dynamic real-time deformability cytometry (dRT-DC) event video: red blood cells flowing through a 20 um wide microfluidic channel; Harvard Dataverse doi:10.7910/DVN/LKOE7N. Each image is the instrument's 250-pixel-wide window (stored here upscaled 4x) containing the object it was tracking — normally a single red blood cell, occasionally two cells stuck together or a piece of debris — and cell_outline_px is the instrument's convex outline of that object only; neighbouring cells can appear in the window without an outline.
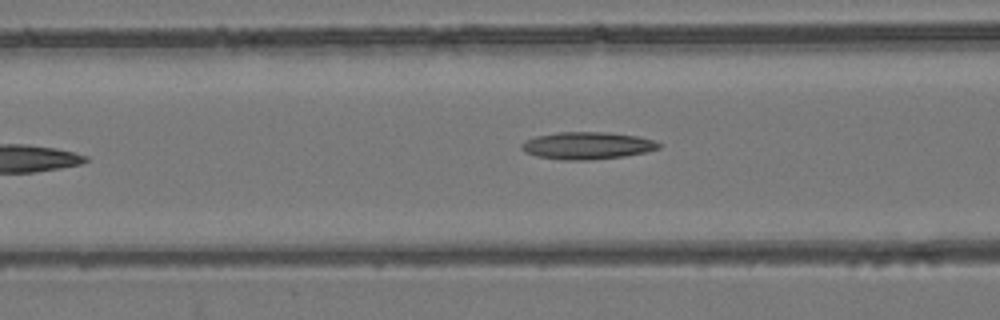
{"species": "common noctule bat (a hibernating species)", "species_latin": "Nyctalus noctula", "temperature_condition": "room temperature", "stored_images_in_passage": 5, "camera_frame_rate_fps": 3000, "um_per_image_px": 0.085, "animal": {"sex": "female", "body_mass_g": 24.6, "forearm_length_mm": 56.2}, "frame": {"image": 1, "passage_image": 4, "time_ms": 3.667, "image_size_px": [1000, 320], "cell_outline_px": [[664, 144], [660, 148], [644, 152], [624, 156], [588, 160], [564, 160], [536, 156], [524, 152], [520, 148], [520, 144], [524, 140], [536, 136], [556, 132], [608, 132], [640, 136], [656, 140]], "centroid_in_image_um": [49.92, 12.36], "position_along_channel_um": 116.7, "area_um2": 22.14}}
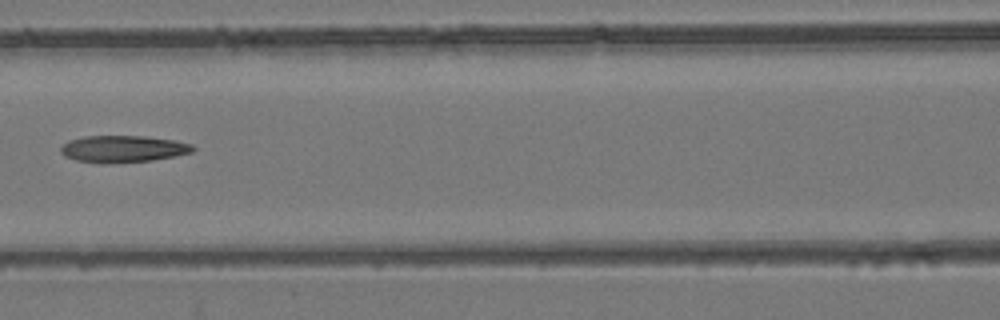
{"frame": {"image": 2, "passage_image": 5, "time_ms": 4.667, "image_size_px": [1000, 320], "cell_outline_px": [[196, 148], [192, 152], [176, 156], [152, 160], [104, 164], [100, 164], [76, 160], [64, 156], [60, 152], [60, 148], [68, 140], [84, 136], [144, 136], [176, 140], [192, 144]], "centroid_in_image_um": [10.45, 12.66], "position_along_channel_um": 156.1, "area_um2": 20.92}}